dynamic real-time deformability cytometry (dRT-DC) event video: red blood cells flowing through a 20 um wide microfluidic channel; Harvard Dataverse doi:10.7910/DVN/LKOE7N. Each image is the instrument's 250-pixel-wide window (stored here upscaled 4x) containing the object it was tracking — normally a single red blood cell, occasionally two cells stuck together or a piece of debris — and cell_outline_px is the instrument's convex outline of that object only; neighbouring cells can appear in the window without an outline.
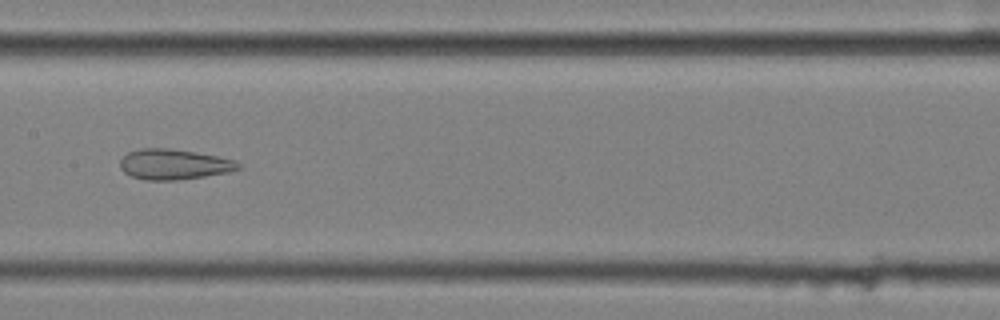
{"species": "common noctule bat (a hibernating species)", "species_latin": "Nyctalus noctula", "temperature_condition": "cold", "stored_images_in_passage": 45, "camera_frame_rate_fps": 3000, "um_per_image_px": 0.085, "animal": {"sex": "female", "body_mass_g": 25.1}, "frame": {"image": 1, "passage_image": 17, "time_ms": 5.333, "image_size_px": [1000, 320], "cell_outline_px": [[240, 168], [228, 172], [204, 176], [176, 180], [144, 180], [132, 176], [124, 172], [120, 168], [120, 160], [128, 152], [140, 148], [168, 148], [196, 152], [236, 160], [240, 164]], "centroid_in_image_um": [14.76, 13.96], "position_along_channel_um": 192.6, "area_um2": 20.87}}
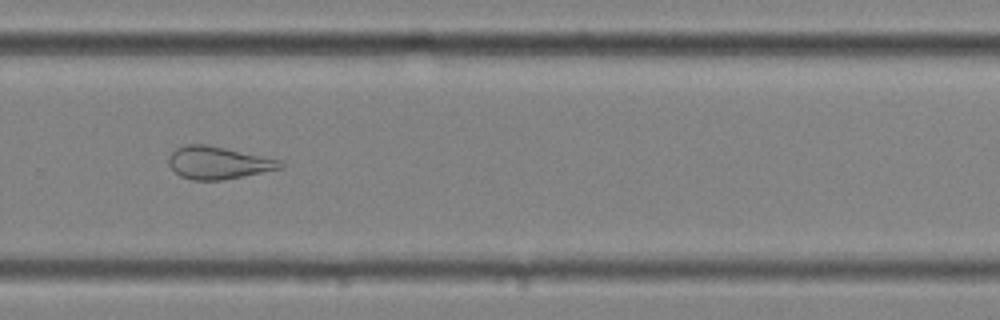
{"frame": {"image": 2, "passage_image": 27, "time_ms": 8.667, "image_size_px": [1000, 320], "cell_outline_px": [[284, 164], [280, 168], [220, 180], [192, 180], [180, 176], [168, 164], [168, 156], [176, 148], [188, 144], [204, 144], [224, 148], [280, 160]], "centroid_in_image_um": [18.47, 13.83], "position_along_channel_um": 311.3, "area_um2": 20.63}}
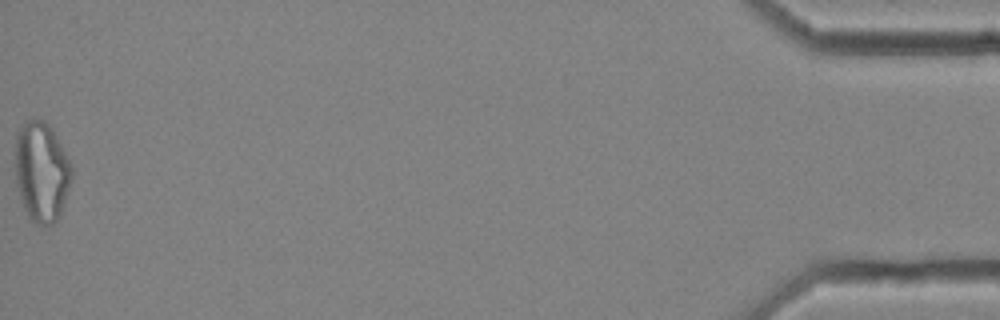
{"frame": {"image": 3, "passage_image": 45, "time_ms": 14.667, "image_size_px": [1000, 320], "cell_outline_px": [[72, 176], [60, 212], [56, 220], [52, 224], [36, 224], [28, 216], [20, 200], [16, 184], [16, 136], [20, 128], [32, 116], [44, 120], [52, 128], [72, 168]], "centroid_in_image_um": [3.51, 14.57], "position_along_channel_um": 431.7, "area_um2": 32.48}, "authors_computed_cell_mechanics": {"area_um2": 25.721, "velocity_mm_per_s": 3.5699, "shape_relaxation_time_tau1_ms": null, "shape_relaxation_time_tau2_ms": 2.0842, "deformation_change_tau1": null, "deformation_change_tau2": 0.1168}}